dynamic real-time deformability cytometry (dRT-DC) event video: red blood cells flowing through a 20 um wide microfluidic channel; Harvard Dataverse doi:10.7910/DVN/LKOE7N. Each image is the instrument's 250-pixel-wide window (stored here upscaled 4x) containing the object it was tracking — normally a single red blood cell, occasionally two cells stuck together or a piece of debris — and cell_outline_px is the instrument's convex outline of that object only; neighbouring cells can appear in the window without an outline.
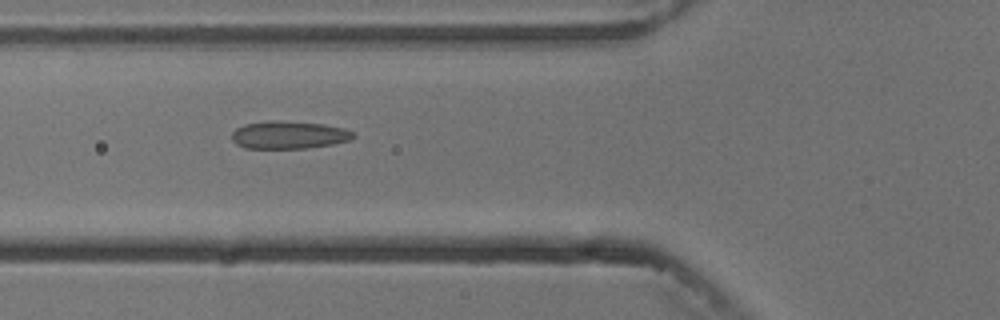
{"species": "common noctule bat (a hibernating species)", "species_latin": "Nyctalus noctula", "temperature_condition": "cold", "stored_images_in_passage": 7, "camera_frame_rate_fps": 3000, "um_per_image_px": 0.085, "animal": {"sex": "male", "body_mass_g": 13.3}, "frame": {"image": 1, "passage_image": 6, "time_ms": 5.667, "image_size_px": [1000, 320], "cell_outline_px": [[356, 136], [348, 140], [332, 144], [308, 148], [244, 148], [236, 144], [232, 140], [232, 132], [236, 128], [244, 124], [268, 120], [280, 120], [324, 124], [344, 128], [352, 132]], "centroid_in_image_um": [24.52, 11.46], "position_along_channel_um": 101.3, "area_um2": 19.71}}
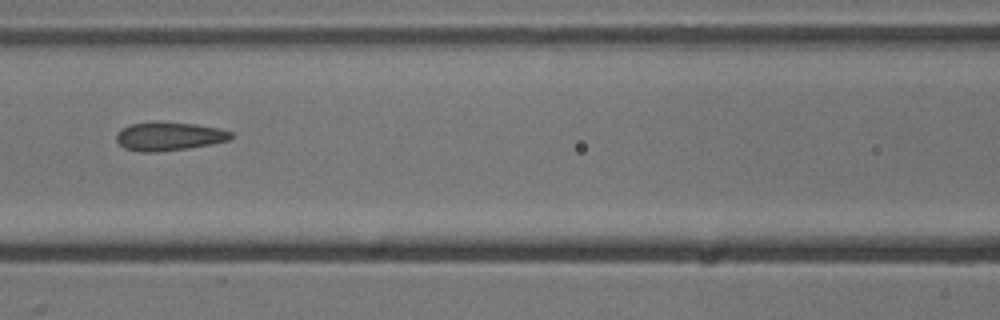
{"frame": {"image": 2, "passage_image": 7, "time_ms": 7.0, "image_size_px": [1000, 320], "cell_outline_px": [[232, 136], [228, 140], [188, 148], [156, 152], [140, 152], [124, 148], [116, 140], [116, 132], [120, 128], [132, 124], [156, 120], [196, 124], [220, 128], [232, 132]], "centroid_in_image_um": [14.31, 11.56], "position_along_channel_um": 152.3, "area_um2": 19.31}}